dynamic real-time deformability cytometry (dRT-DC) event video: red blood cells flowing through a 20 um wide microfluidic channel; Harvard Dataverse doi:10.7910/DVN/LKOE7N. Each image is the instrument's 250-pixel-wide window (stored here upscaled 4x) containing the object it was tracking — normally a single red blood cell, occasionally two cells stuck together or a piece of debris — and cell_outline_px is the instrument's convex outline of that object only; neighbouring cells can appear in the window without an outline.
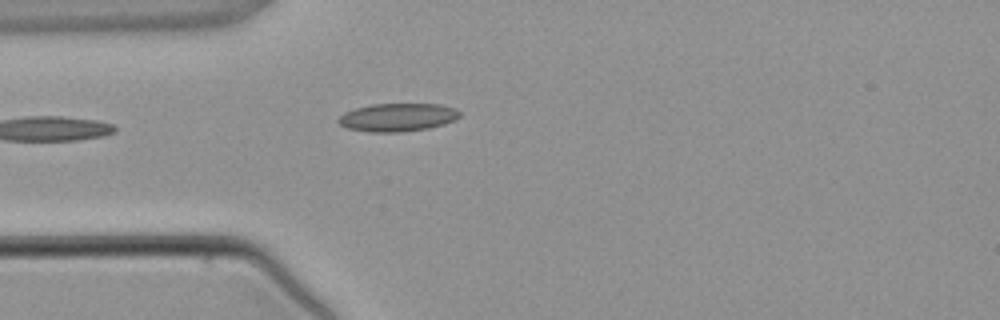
{"species": "common noctule bat (a hibernating species)", "species_latin": "Nyctalus noctula", "temperature_condition": "warm", "stored_images_in_passage": 2, "camera_frame_rate_fps": 3000, "um_per_image_px": 0.085, "animal": {"sex": "male", "body_mass_g": 21.5, "forearm_length_mm": 52.0}, "frame": {"image": 1, "passage_image": 1, "time_ms": 0.0, "image_size_px": [1000, 320], "cell_outline_px": [[460, 116], [456, 120], [444, 124], [428, 128], [400, 132], [372, 132], [348, 128], [340, 124], [336, 120], [344, 112], [356, 108], [372, 104], [440, 104], [456, 108], [460, 112]], "centroid_in_image_um": [33.82, 9.97], "position_along_channel_um": 51.2, "area_um2": 19.88}}